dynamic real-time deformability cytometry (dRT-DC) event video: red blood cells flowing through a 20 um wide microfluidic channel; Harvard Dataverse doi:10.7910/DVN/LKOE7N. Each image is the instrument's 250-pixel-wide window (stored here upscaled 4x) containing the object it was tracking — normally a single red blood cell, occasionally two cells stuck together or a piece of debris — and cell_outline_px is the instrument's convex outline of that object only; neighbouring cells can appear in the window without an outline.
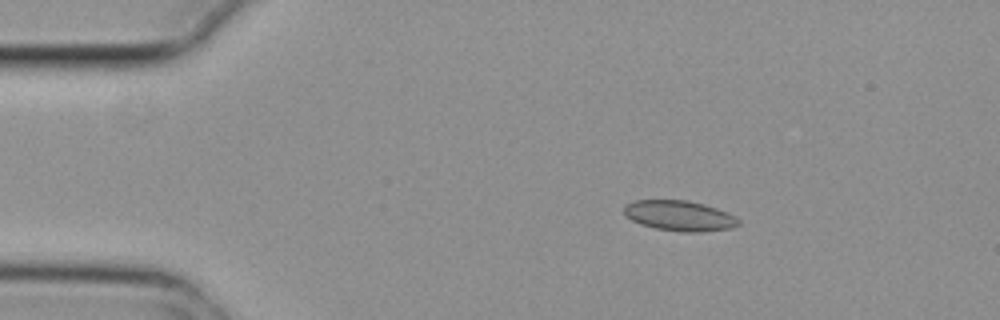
{"species": "common noctule bat (a hibernating species)", "species_latin": "Nyctalus noctula", "temperature_condition": "cold", "stored_images_in_passage": 4, "camera_frame_rate_fps": 3000, "um_per_image_px": 0.085, "animal": {"sex": "female", "body_mass_g": 29.2, "forearm_length_mm": 56.3}, "frame": {"image": 1, "passage_image": 3, "time_ms": 0.667, "image_size_px": [1000, 320], "cell_outline_px": [[740, 224], [732, 228], [700, 232], [680, 232], [656, 228], [640, 224], [624, 216], [624, 204], [636, 200], [688, 200], [704, 204], [728, 212], [740, 220]], "centroid_in_image_um": [57.75, 18.34], "position_along_channel_um": 27.3, "area_um2": 20.4}}